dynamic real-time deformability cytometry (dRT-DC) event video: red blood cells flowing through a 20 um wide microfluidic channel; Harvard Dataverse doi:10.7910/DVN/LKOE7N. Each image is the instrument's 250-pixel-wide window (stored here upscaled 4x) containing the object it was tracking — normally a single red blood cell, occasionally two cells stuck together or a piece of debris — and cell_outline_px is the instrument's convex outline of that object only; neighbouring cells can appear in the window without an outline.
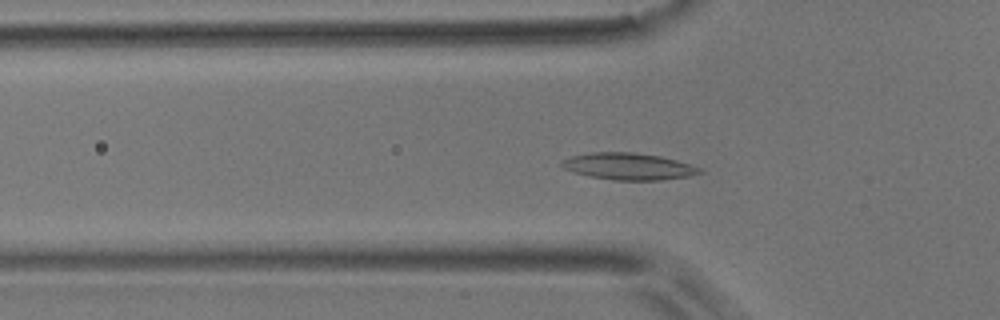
{"species": "common noctule bat (a hibernating species)", "species_latin": "Nyctalus noctula", "temperature_condition": "room temperature", "stored_images_in_passage": 53, "camera_frame_rate_fps": 3000, "um_per_image_px": 0.085, "animal": {"sex": "male", "body_mass_g": 17.9}, "frame": {"image": 1, "passage_image": 17, "time_ms": 5.333, "image_size_px": [1000, 320], "cell_outline_px": [[704, 172], [688, 176], [660, 180], [612, 180], [588, 176], [572, 172], [564, 168], [560, 164], [564, 160], [572, 156], [592, 152], [632, 152], [660, 156], [676, 160], [700, 168]], "centroid_in_image_um": [53.4, 14.15], "position_along_channel_um": 72.4, "area_um2": 21.39}}
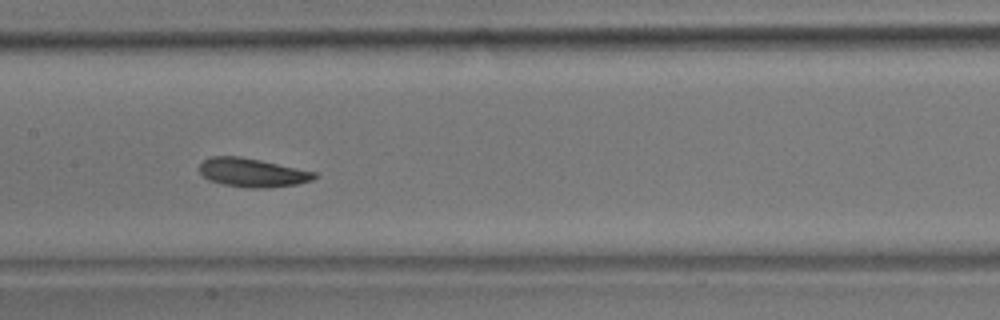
{"frame": {"image": 2, "passage_image": 26, "time_ms": 8.333, "image_size_px": [1000, 320], "cell_outline_px": [[316, 176], [312, 180], [296, 184], [268, 188], [248, 188], [224, 184], [208, 180], [200, 172], [200, 164], [204, 160], [212, 156], [240, 156], [260, 160], [316, 172]], "centroid_in_image_um": [21.44, 14.67], "position_along_channel_um": 186.0, "area_um2": 19.07}}
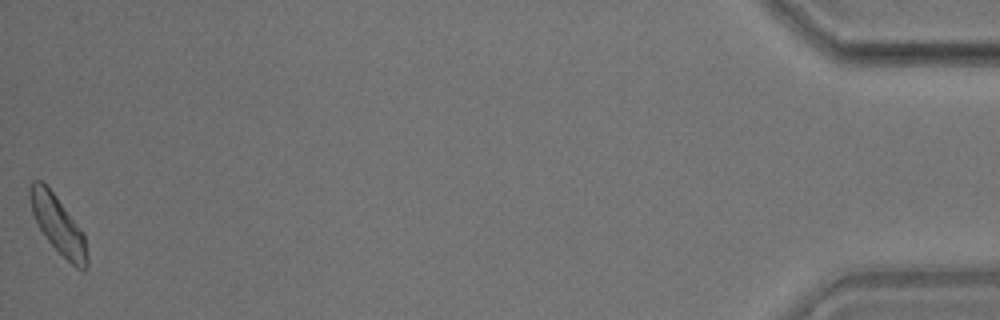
{"frame": {"image": 3, "passage_image": 53, "time_ms": 17.333, "image_size_px": [1000, 320], "cell_outline_px": [[88, 264], [84, 272], [80, 272], [48, 240], [40, 228], [32, 212], [28, 196], [28, 188], [32, 180], [40, 180], [52, 192], [84, 232], [88, 260]], "centroid_in_image_um": [4.95, 19.12], "position_along_channel_um": 430.3, "area_um2": 18.96}, "authors_computed_cell_mechanics": {"area_um2": 19.2474, "velocity_mm_per_s": 3.7706, "shape_relaxation_time_tau1_ms": 5.3888, "shape_relaxation_time_tau2_ms": 9.685, "deformation_change_tau1": 0.1059, "deformation_change_tau2": 0.1962}}